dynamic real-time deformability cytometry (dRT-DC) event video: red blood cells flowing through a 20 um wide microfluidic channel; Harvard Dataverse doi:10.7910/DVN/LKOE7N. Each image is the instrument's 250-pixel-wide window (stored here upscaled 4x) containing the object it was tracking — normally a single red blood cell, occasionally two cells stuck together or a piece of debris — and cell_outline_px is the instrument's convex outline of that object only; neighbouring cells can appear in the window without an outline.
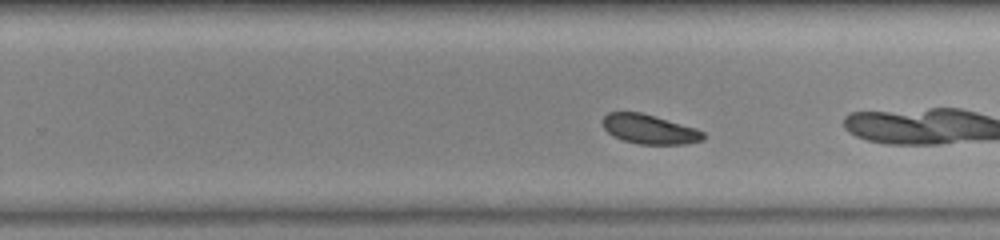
{"species": "common noctule bat (a hibernating species)", "species_latin": "Nyctalus noctula", "temperature_condition": "warm", "stored_images_in_passage": 46, "camera_frame_rate_fps": 3000, "um_per_image_px": 0.085, "animal": {"sex": "female", "body_mass_g": 23.0, "forearm_length_mm": 53.4}, "frame": {"image": 1, "passage_image": 25, "time_ms": 8.0, "image_size_px": [1000, 240], "cell_outline_px": [[704, 140], [684, 144], [640, 144], [624, 140], [612, 136], [604, 128], [604, 116], [608, 112], [640, 112], [696, 128], [704, 132]], "centroid_in_image_um": [55.21, 10.99], "position_along_channel_um": 274.6, "area_um2": 17.05}, "authors_computed_cell_mechanics": {"area_um2": 18.4093, "velocity_mm_per_s": 3.7526, "shape_relaxation_time_tau1_ms": 0.2229, "shape_relaxation_time_tau2_ms": null, "deformation_change_tau1": 0.216, "deformation_change_tau2": null}}